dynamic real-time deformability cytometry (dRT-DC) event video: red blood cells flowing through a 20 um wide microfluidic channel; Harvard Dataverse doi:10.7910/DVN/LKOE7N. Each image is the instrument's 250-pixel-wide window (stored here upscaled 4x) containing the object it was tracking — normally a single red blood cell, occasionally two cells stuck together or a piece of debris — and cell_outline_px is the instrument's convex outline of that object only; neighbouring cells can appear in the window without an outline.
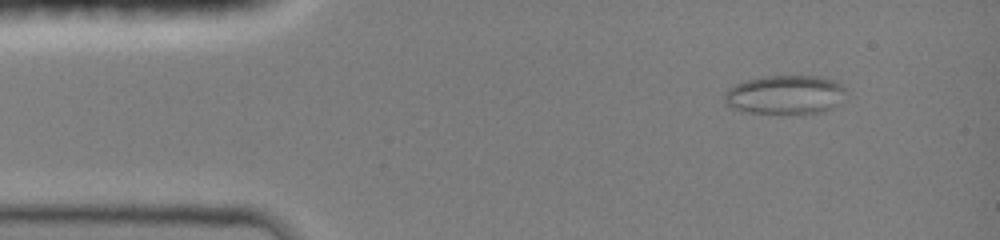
{"species": "common noctule bat (a hibernating species)", "species_latin": "Nyctalus noctula", "temperature_condition": "room temperature", "stored_images_in_passage": 12, "camera_frame_rate_fps": 3000, "um_per_image_px": 0.085, "animal": {"sex": "female", "body_mass_g": 19.0, "forearm_length_mm": 51.5}, "frame": {"image": 1, "passage_image": 1, "time_ms": 0.0, "image_size_px": [1000, 240], "cell_outline_px": [[848, 92], [840, 104], [824, 112], [800, 116], [780, 116], [748, 112], [732, 108], [724, 104], [724, 96], [728, 88], [736, 84], [748, 80], [768, 76], [816, 76], [836, 80]], "centroid_in_image_um": [66.79, 8.12], "position_along_channel_um": 18.2, "area_um2": 28.78}}
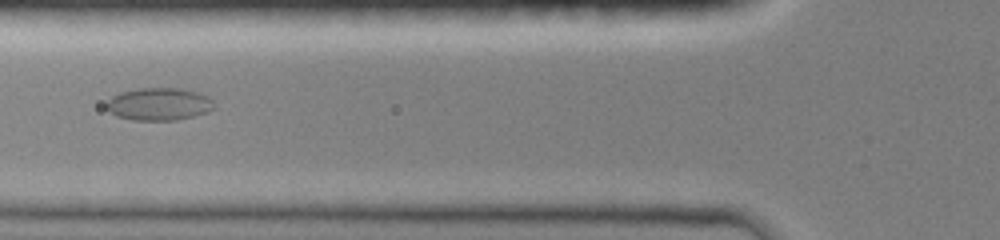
{"frame": {"image": 2, "passage_image": 9, "time_ms": 4.333, "image_size_px": [1000, 240], "cell_outline_px": [[216, 108], [208, 112], [176, 120], [132, 120], [116, 116], [104, 104], [112, 96], [120, 92], [140, 88], [180, 88], [196, 92], [208, 96], [212, 100]], "centroid_in_image_um": [13.52, 8.85], "position_along_channel_um": 112.3, "area_um2": 20.46}}
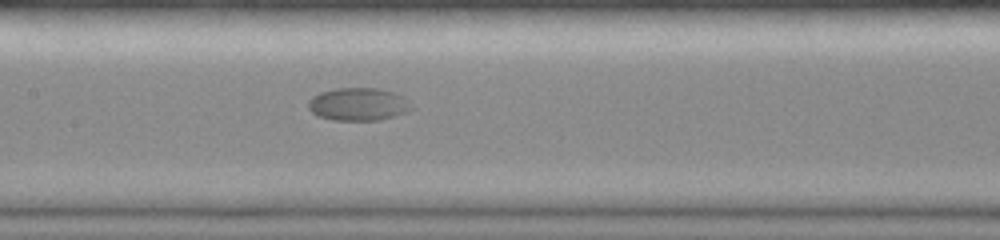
{"frame": {"image": 3, "passage_image": 12, "time_ms": 6.0, "image_size_px": [1000, 240], "cell_outline_px": [[412, 108], [404, 112], [380, 120], [332, 120], [320, 116], [312, 112], [308, 108], [308, 100], [312, 96], [320, 92], [336, 88], [376, 88], [392, 92], [404, 96]], "centroid_in_image_um": [30.41, 8.85], "position_along_channel_um": 177.0, "area_um2": 19.54}}